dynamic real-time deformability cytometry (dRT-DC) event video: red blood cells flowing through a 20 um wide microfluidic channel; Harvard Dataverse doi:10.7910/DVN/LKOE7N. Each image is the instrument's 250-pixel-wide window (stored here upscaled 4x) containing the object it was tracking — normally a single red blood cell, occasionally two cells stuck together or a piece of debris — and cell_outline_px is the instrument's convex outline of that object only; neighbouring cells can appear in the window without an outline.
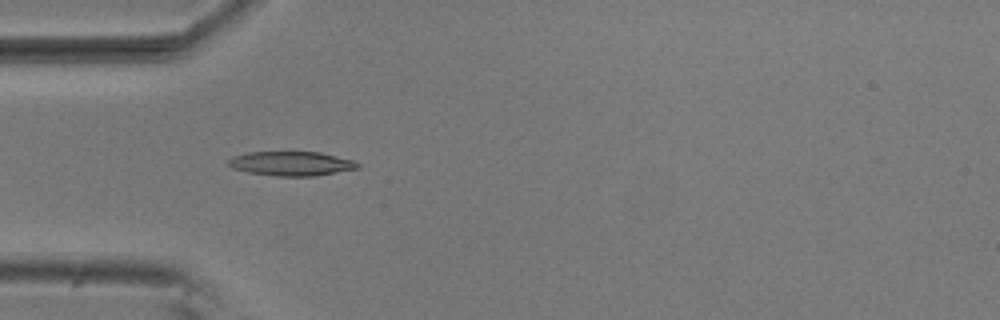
{"species": "common noctule bat (a hibernating species)", "species_latin": "Nyctalus noctula", "temperature_condition": "room temperature", "stored_images_in_passage": 10, "camera_frame_rate_fps": 3000, "um_per_image_px": 0.085, "animal": {"sex": "male", "body_mass_g": 20.5, "forearm_length_mm": 52.5}, "frame": {"image": 1, "passage_image": 4, "time_ms": 1.0, "image_size_px": [1000, 320], "cell_outline_px": [[360, 168], [312, 176], [276, 176], [252, 172], [232, 168], [228, 164], [228, 160], [232, 156], [248, 152], [320, 152], [352, 160], [360, 164]], "centroid_in_image_um": [24.76, 13.89], "position_along_channel_um": 60.2, "area_um2": 18.09}}
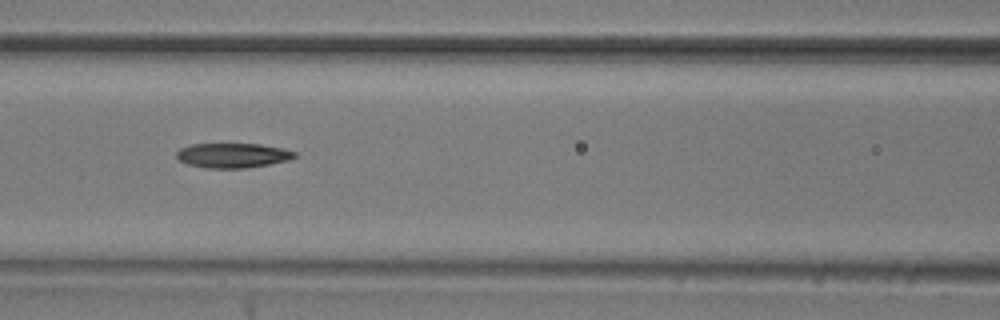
{"frame": {"image": 2, "passage_image": 6, "time_ms": 1.667, "image_size_px": [1000, 320], "cell_outline_px": [[296, 156], [288, 160], [268, 164], [244, 168], [208, 168], [188, 164], [180, 160], [176, 156], [176, 152], [180, 148], [192, 144], [260, 144], [280, 148], [296, 152]], "centroid_in_image_um": [19.76, 13.2], "position_along_channel_um": 146.8, "area_um2": 16.76}}
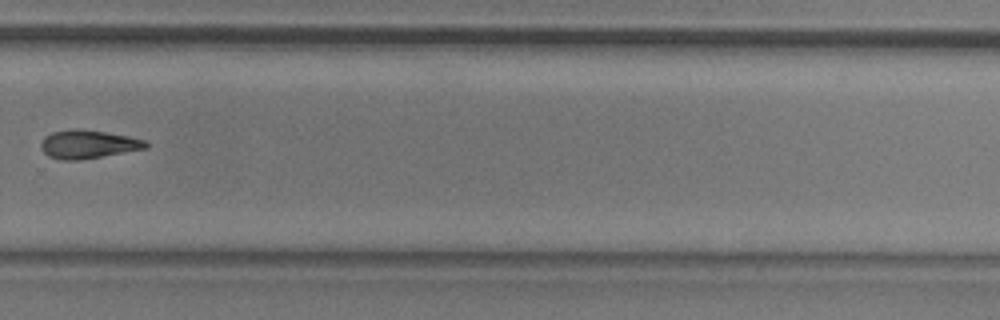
{"frame": {"image": 3, "passage_image": 10, "time_ms": 3.0, "image_size_px": [1000, 320], "cell_outline_px": [[148, 148], [80, 160], [60, 160], [48, 156], [40, 148], [40, 144], [44, 136], [52, 132], [76, 128], [104, 132], [128, 136], [148, 140]], "centroid_in_image_um": [7.48, 12.26], "position_along_channel_um": 322.3, "area_um2": 17.46}}